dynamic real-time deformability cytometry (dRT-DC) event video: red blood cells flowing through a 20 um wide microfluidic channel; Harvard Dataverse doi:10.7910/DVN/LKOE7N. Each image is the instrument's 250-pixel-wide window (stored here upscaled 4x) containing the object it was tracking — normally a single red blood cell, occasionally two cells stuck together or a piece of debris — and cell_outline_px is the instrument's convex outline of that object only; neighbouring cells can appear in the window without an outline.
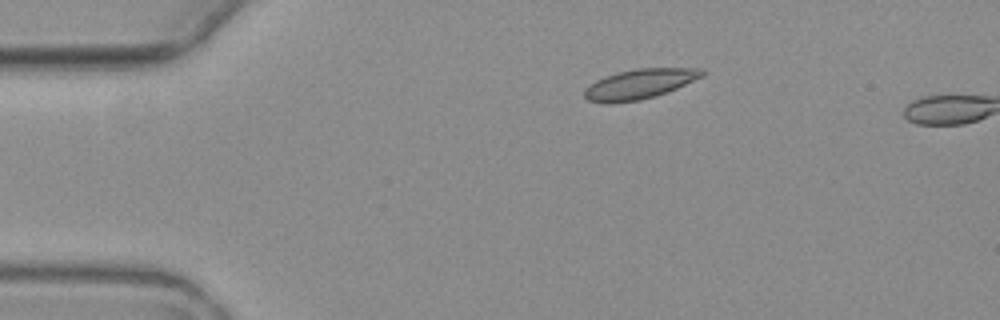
{"species": "common noctule bat (a hibernating species)", "species_latin": "Nyctalus noctula", "temperature_condition": "warm", "stored_images_in_passage": 3, "camera_frame_rate_fps": 3000, "um_per_image_px": 0.085, "animal": {"sex": "female", "body_mass_g": 19.3, "forearm_length_mm": 54.1}, "frame": {"image": 1, "passage_image": 2, "time_ms": 1.333, "image_size_px": [1000, 320], "cell_outline_px": [[704, 76], [668, 92], [656, 96], [640, 100], [612, 104], [604, 104], [588, 100], [584, 96], [584, 88], [588, 84], [604, 76], [636, 68], [704, 68]], "centroid_in_image_um": [54.34, 7.15], "position_along_channel_um": 30.7, "area_um2": 20.81}}